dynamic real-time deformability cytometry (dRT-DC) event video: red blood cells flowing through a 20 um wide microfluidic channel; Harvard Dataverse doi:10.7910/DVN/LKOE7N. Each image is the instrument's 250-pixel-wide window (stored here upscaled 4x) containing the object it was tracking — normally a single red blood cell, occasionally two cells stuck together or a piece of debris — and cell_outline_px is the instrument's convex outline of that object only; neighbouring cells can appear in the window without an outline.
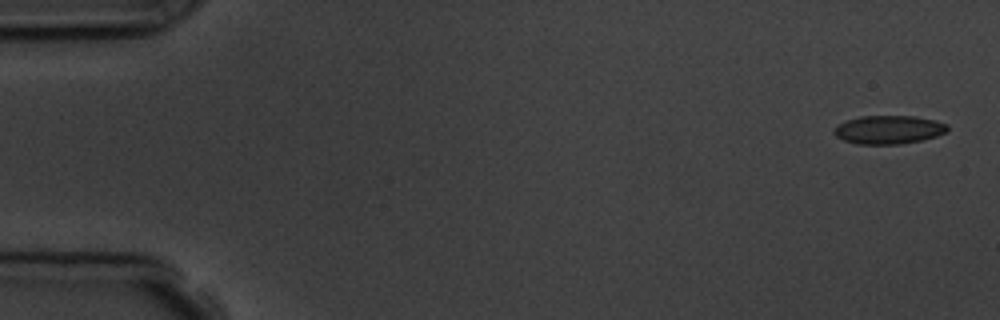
{"species": "common noctule bat (a hibernating species)", "species_latin": "Nyctalus noctula", "temperature_condition": "room temperature", "stored_images_in_passage": 4, "camera_frame_rate_fps": 3000, "um_per_image_px": 0.085, "animal": {"sex": "male", "body_mass_g": 19.5, "forearm_length_mm": 54.6}, "frame": {"image": 1, "passage_image": 1, "time_ms": 0.0, "image_size_px": [1000, 320], "cell_outline_px": [[948, 132], [936, 136], [920, 140], [900, 144], [856, 144], [844, 140], [836, 136], [832, 132], [832, 128], [836, 124], [860, 116], [912, 116], [936, 120], [948, 124]], "centroid_in_image_um": [75.51, 11.02], "position_along_channel_um": 9.5, "area_um2": 18.96}}